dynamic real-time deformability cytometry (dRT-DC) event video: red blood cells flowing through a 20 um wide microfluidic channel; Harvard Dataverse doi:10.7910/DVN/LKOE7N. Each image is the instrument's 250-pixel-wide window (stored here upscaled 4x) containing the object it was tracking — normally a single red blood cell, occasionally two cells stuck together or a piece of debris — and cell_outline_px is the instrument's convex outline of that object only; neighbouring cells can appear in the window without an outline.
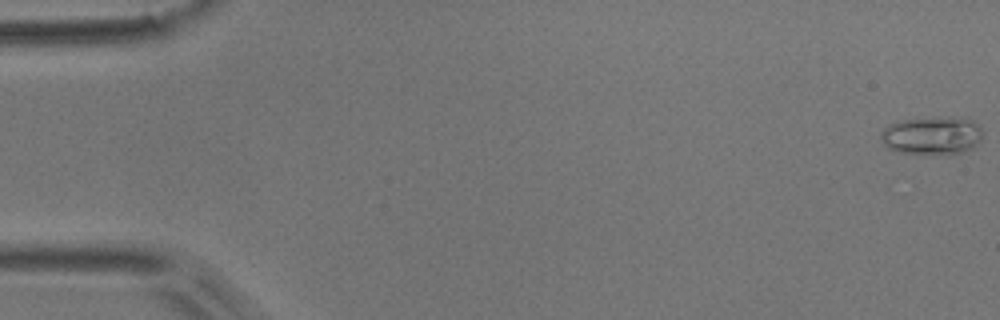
{"species": "common noctule bat (a hibernating species)", "species_latin": "Nyctalus noctula", "temperature_condition": "room temperature", "stored_images_in_passage": 8, "camera_frame_rate_fps": 3000, "um_per_image_px": 0.085, "animal": {"sex": "male", "body_mass_g": 17.9}, "frame": {"image": 1, "passage_image": 1, "time_ms": 0.0, "image_size_px": [1000, 320], "cell_outline_px": [[984, 136], [972, 148], [964, 152], [896, 152], [888, 148], [880, 140], [880, 132], [888, 124], [896, 120], [948, 116], [964, 116], [972, 120], [980, 128]], "centroid_in_image_um": [79.2, 11.46], "position_along_channel_um": 5.8, "area_um2": 22.66}}
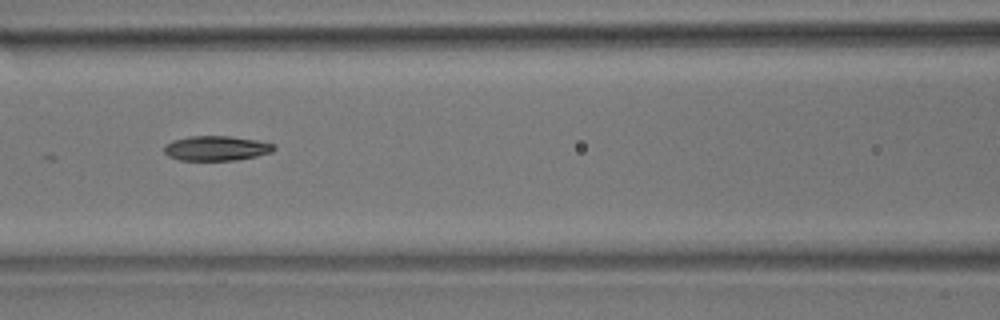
{"frame": {"image": 2, "passage_image": 7, "time_ms": 2.0, "image_size_px": [1000, 320], "cell_outline_px": [[276, 148], [272, 152], [256, 156], [236, 160], [180, 160], [168, 156], [164, 152], [164, 144], [172, 140], [188, 136], [232, 136], [256, 140], [276, 144]], "centroid_in_image_um": [18.38, 12.59], "position_along_channel_um": 148.2, "area_um2": 16.01}}
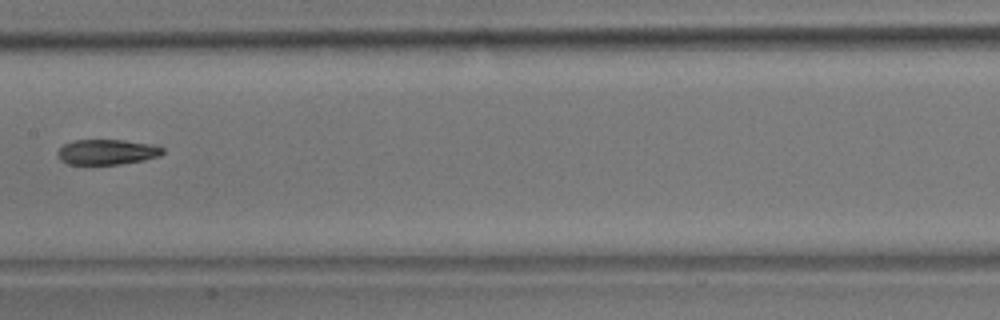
{"frame": {"image": 3, "passage_image": 8, "time_ms": 2.333, "image_size_px": [1000, 320], "cell_outline_px": [[164, 152], [160, 156], [144, 160], [120, 164], [68, 164], [60, 160], [56, 152], [64, 144], [72, 140], [124, 140], [152, 144], [164, 148]], "centroid_in_image_um": [9.1, 12.91], "position_along_channel_um": 198.3, "area_um2": 15.55}}